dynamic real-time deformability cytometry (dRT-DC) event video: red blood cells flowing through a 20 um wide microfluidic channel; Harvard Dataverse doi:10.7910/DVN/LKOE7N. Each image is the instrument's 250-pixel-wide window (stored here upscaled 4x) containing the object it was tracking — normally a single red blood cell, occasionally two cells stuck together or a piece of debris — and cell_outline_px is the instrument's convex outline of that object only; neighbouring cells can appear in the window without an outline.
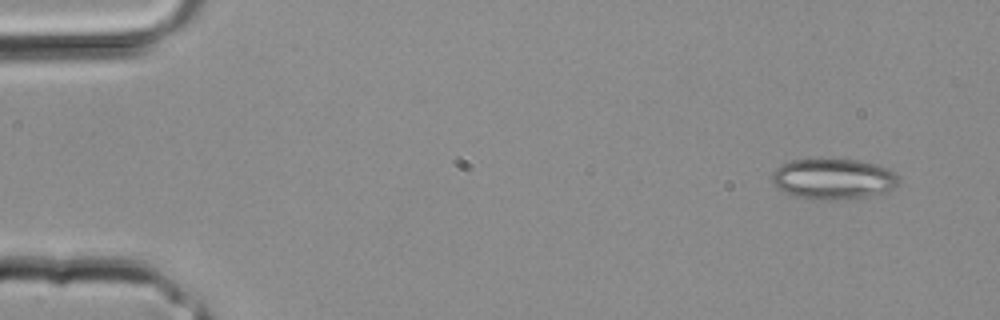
{"species": "common noctule bat (a hibernating species)", "species_latin": "Nyctalus noctula", "temperature_condition": "room temperature", "stored_images_in_passage": 3, "camera_frame_rate_fps": 3000, "um_per_image_px": 0.085, "animal": {"sex": "male", "body_mass_g": 20.4}, "frame": {"image": 1, "passage_image": 1, "time_ms": 0.0, "image_size_px": [1000, 320], "cell_outline_px": [[900, 180], [888, 192], [868, 196], [844, 200], [820, 200], [796, 196], [784, 192], [772, 184], [768, 176], [776, 168], [792, 160], [820, 156], [856, 160], [880, 164], [888, 168], [900, 176]], "centroid_in_image_um": [70.81, 15.17], "position_along_channel_um": 14.2, "area_um2": 31.27}}